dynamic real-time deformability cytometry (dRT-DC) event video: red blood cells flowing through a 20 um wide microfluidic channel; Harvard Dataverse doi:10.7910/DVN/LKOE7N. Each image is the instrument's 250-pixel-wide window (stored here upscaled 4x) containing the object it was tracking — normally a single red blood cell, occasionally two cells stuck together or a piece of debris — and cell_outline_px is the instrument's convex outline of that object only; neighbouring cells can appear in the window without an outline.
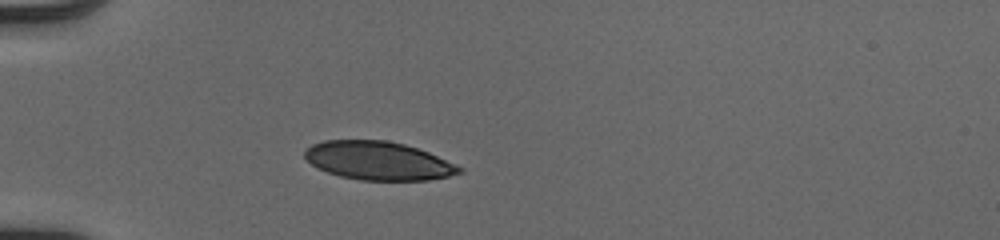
{"species": "human", "species_latin": "Homo sapiens", "temperature_condition": "cold", "stored_images_in_passage": 36, "camera_frame_rate_fps": 3000, "um_per_image_px": 0.085, "donor": {"sex": "male"}, "frame": {"image": 1, "passage_image": 1, "time_ms": 0.0, "image_size_px": [1000, 240], "cell_outline_px": [[464, 172], [448, 176], [428, 180], [360, 180], [340, 176], [316, 168], [304, 156], [304, 152], [312, 144], [324, 140], [388, 140], [404, 144], [428, 152], [464, 168]], "centroid_in_image_um": [32.15, 13.66], "position_along_channel_um": 52.8, "area_um2": 34.56}}
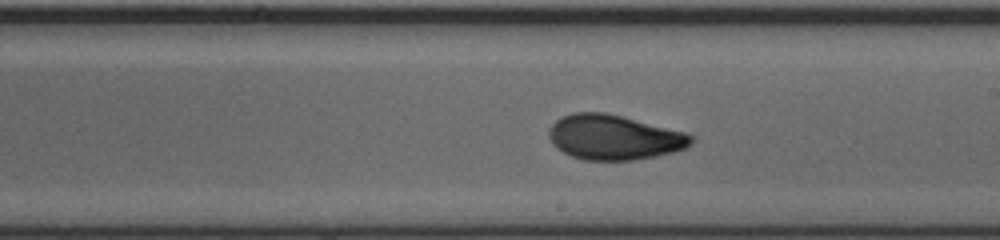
{"frame": {"image": 2, "passage_image": 16, "time_ms": 5.0, "image_size_px": [1000, 240], "cell_outline_px": [[696, 140], [692, 144], [684, 148], [672, 152], [632, 160], [584, 160], [572, 156], [556, 148], [552, 144], [548, 136], [548, 128], [560, 116], [572, 112], [604, 112], [684, 132], [692, 136]], "centroid_in_image_um": [52.13, 11.66], "position_along_channel_um": 236.9, "area_um2": 37.05}}
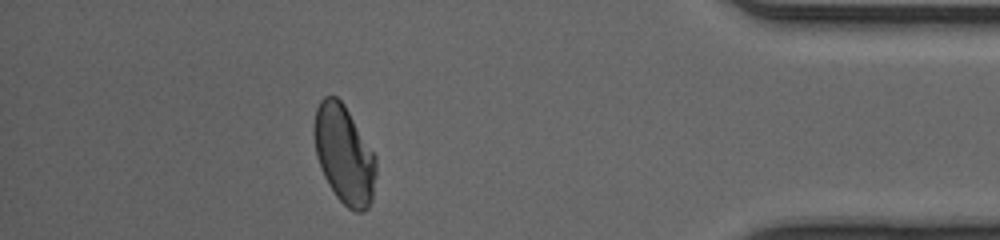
{"frame": {"image": 3, "passage_image": 31, "time_ms": 10.0, "image_size_px": [1000, 240], "cell_outline_px": [[376, 176], [372, 200], [368, 208], [364, 212], [356, 212], [348, 208], [336, 196], [328, 184], [320, 168], [316, 156], [312, 132], [316, 108], [320, 100], [324, 96], [336, 96], [344, 104], [376, 156]], "centroid_in_image_um": [29.24, 13.14], "position_along_channel_um": 406.0, "area_um2": 35.84}, "authors_computed_cell_mechanics": {"area_um2": 36.2406, "velocity_mm_per_s": 4.1022, "shape_relaxation_time_tau1_ms": 3.4097, "shape_relaxation_time_tau2_ms": 1.0464, "deformation_change_tau1": 0.1496, "deformation_change_tau2": 0.0528}}